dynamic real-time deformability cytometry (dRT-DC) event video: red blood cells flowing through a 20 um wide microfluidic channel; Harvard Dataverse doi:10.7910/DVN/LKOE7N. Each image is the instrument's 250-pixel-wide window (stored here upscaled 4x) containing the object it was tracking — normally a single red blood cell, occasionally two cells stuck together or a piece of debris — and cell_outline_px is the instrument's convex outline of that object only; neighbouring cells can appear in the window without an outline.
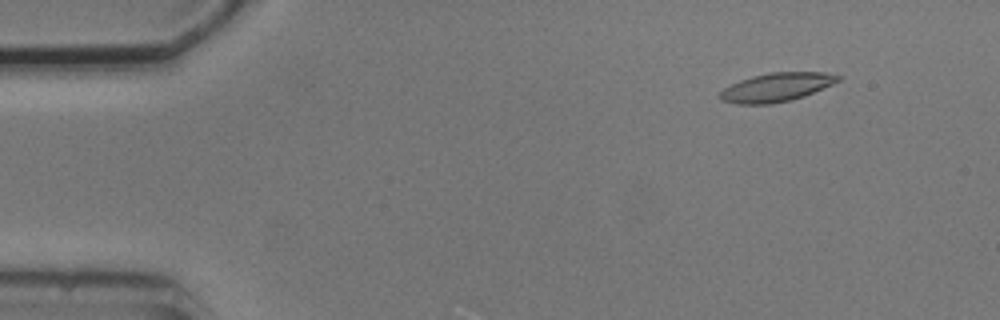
{"species": "common noctule bat (a hibernating species)", "species_latin": "Nyctalus noctula", "temperature_condition": "cold", "stored_images_in_passage": 4, "camera_frame_rate_fps": 3000, "um_per_image_px": 0.085, "animal": {"sex": "male", "body_mass_g": 20.5, "forearm_length_mm": 52.5}, "frame": {"image": 1, "passage_image": 1, "time_ms": 0.0, "image_size_px": [1000, 320], "cell_outline_px": [[840, 80], [832, 84], [804, 96], [788, 100], [768, 104], [736, 104], [720, 100], [720, 92], [724, 88], [740, 80], [752, 76], [772, 72], [824, 72], [840, 76]], "centroid_in_image_um": [65.97, 7.41], "position_along_channel_um": 19.0, "area_um2": 19.48}}